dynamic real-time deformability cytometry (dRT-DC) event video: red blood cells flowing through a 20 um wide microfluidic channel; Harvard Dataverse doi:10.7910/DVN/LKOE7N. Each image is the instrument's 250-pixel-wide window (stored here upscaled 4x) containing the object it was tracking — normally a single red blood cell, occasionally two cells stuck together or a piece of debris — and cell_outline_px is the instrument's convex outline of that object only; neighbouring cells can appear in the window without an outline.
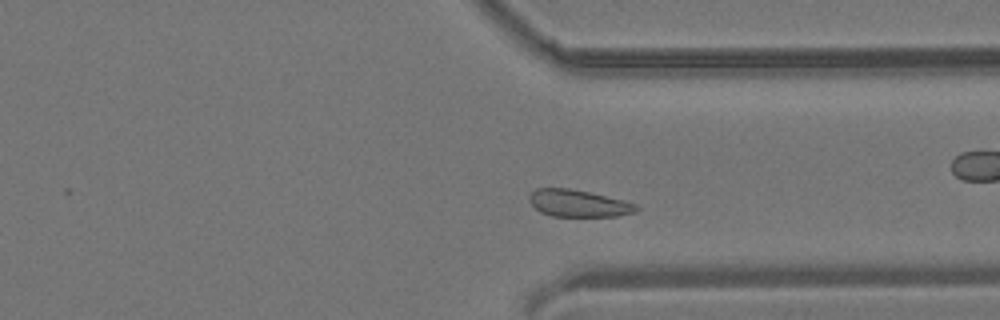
{"species": "common noctule bat (a hibernating species)", "species_latin": "Nyctalus noctula", "temperature_condition": "room temperature", "stored_images_in_passage": 42, "camera_frame_rate_fps": 3000, "um_per_image_px": 0.085, "animal": {"sex": "male", "body_mass_g": 19.2, "forearm_length_mm": 51.8}, "frame": {"image": 1, "passage_image": 30, "time_ms": 9.667, "image_size_px": [1000, 320], "cell_outline_px": [[640, 208], [636, 212], [616, 216], [552, 216], [540, 212], [528, 200], [528, 196], [536, 188], [568, 188], [588, 192], [624, 200], [636, 204]], "centroid_in_image_um": [49.16, 17.28], "position_along_channel_um": 362.2, "area_um2": 16.82}}